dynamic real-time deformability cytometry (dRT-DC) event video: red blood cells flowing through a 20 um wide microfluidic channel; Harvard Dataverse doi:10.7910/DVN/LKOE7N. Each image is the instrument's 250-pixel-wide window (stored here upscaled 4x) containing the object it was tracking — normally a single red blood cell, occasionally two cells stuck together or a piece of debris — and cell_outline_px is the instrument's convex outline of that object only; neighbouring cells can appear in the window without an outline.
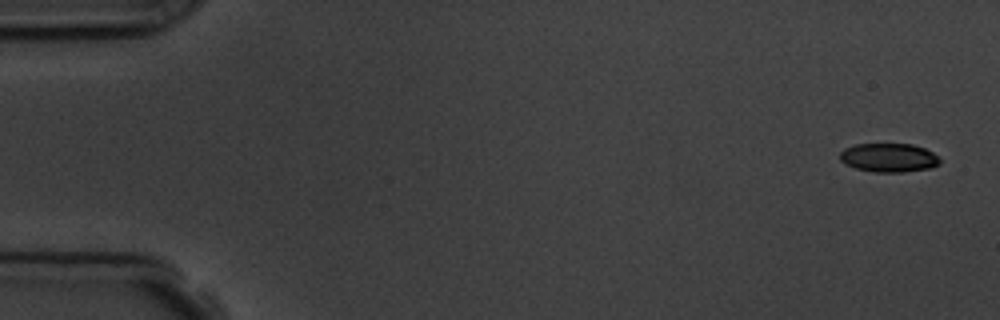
{"species": "common noctule bat (a hibernating species)", "species_latin": "Nyctalus noctula", "temperature_condition": "room temperature", "stored_images_in_passage": 5, "camera_frame_rate_fps": 3000, "um_per_image_px": 0.085, "animal": {"sex": "male", "body_mass_g": 19.5, "forearm_length_mm": 54.6}, "frame": {"image": 1, "passage_image": 1, "time_ms": 0.0, "image_size_px": [1000, 320], "cell_outline_px": [[940, 164], [932, 168], [904, 172], [876, 172], [856, 168], [844, 164], [840, 160], [840, 152], [844, 148], [856, 144], [912, 144], [924, 148], [932, 152], [940, 160]], "centroid_in_image_um": [75.54, 13.4], "position_along_channel_um": 9.5, "area_um2": 16.82}}
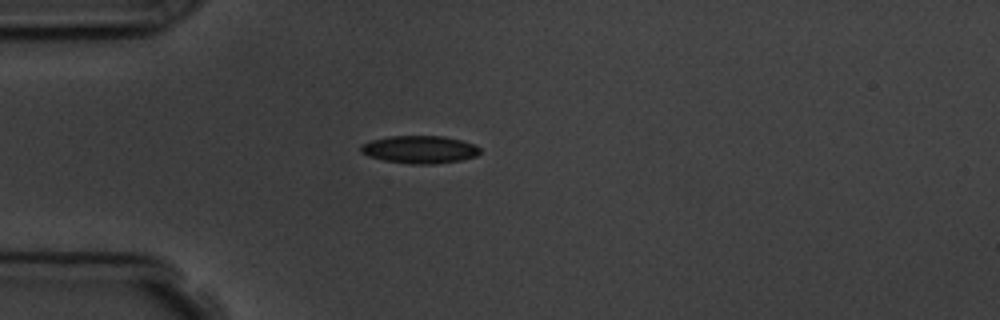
{"frame": {"image": 2, "passage_image": 4, "time_ms": 4.333, "image_size_px": [1000, 320], "cell_outline_px": [[480, 152], [476, 156], [460, 160], [432, 164], [412, 164], [384, 160], [368, 156], [360, 152], [360, 144], [372, 140], [388, 136], [444, 136], [460, 140], [472, 144], [480, 148]], "centroid_in_image_um": [35.63, 12.7], "position_along_channel_um": 49.4, "area_um2": 19.13}}